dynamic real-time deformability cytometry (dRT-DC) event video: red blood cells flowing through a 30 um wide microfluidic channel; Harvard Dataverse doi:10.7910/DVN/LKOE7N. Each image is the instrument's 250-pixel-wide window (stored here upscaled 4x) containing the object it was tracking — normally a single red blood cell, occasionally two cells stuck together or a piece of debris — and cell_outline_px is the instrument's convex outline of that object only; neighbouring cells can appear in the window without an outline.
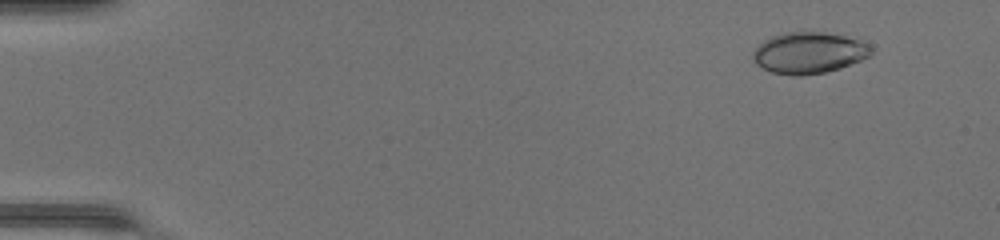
{"species": "common noctule bat (a hibernating species)", "species_latin": "Nyctalus noctula", "temperature_condition": "warm", "stored_images_in_passage": 11, "camera_frame_rate_fps": 3000, "um_per_image_px": 0.085, "animal": {"sex": "female", "body_mass_g": 17.0, "forearm_length_mm": 48.0}, "frame": {"image": 1, "passage_image": 1, "time_ms": 0.0, "image_size_px": [1000, 240], "cell_outline_px": [[872, 52], [868, 56], [860, 60], [840, 68], [824, 72], [800, 76], [796, 76], [772, 72], [756, 64], [752, 56], [752, 52], [764, 40], [772, 36], [788, 32], [824, 32], [844, 36], [868, 44], [872, 48]], "centroid_in_image_um": [68.73, 4.49], "position_along_channel_um": 16.3, "area_um2": 28.09}}